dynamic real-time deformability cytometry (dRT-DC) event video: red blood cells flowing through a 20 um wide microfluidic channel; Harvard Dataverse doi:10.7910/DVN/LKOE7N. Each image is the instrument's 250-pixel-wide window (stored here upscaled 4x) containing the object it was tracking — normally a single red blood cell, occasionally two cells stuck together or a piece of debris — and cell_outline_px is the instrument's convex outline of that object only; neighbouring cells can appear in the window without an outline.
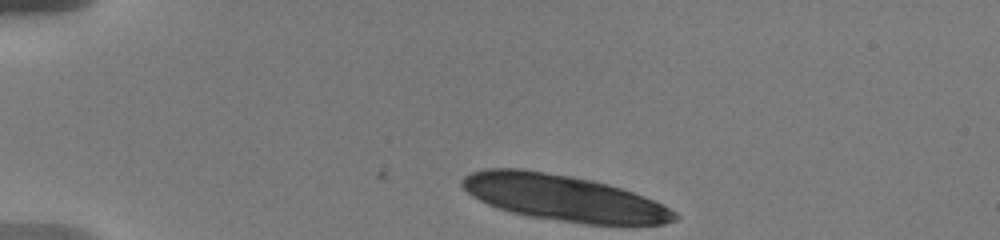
{"species": "human", "species_latin": "Homo sapiens", "temperature_condition": "warm", "stored_images_in_passage": 10, "camera_frame_rate_fps": 3000, "um_per_image_px": 0.085, "donor": {"sex": "male"}, "frame": {"image": 1, "passage_image": 1, "time_ms": 0.0, "image_size_px": [1000, 240], "cell_outline_px": [[680, 216], [676, 220], [664, 224], [584, 224], [528, 216], [512, 212], [488, 204], [472, 196], [460, 184], [460, 180], [464, 176], [472, 172], [488, 168], [520, 168], [572, 176], [592, 180], [608, 184], [644, 196], [676, 212]], "centroid_in_image_um": [47.89, 16.81], "position_along_channel_um": 37.1, "area_um2": 56.59}}